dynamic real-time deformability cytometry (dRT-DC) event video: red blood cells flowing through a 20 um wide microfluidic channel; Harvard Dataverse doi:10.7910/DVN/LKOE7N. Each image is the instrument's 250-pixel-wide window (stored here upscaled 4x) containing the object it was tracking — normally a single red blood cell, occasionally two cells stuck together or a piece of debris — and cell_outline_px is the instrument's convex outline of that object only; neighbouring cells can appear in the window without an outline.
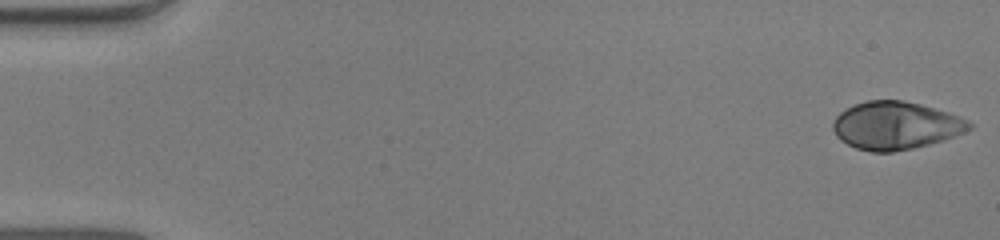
{"species": "human", "species_latin": "Homo sapiens", "temperature_condition": "warm", "stored_images_in_passage": 51, "camera_frame_rate_fps": 3000, "um_per_image_px": 0.085, "donor": {"sex": "male"}, "frame": {"image": 1, "passage_image": 1, "time_ms": 0.0, "image_size_px": [1000, 240], "cell_outline_px": [[972, 128], [964, 132], [928, 144], [912, 148], [892, 152], [872, 152], [856, 148], [840, 140], [836, 136], [832, 128], [832, 124], [836, 116], [840, 112], [856, 104], [868, 100], [904, 100], [920, 104], [948, 112], [960, 116], [968, 120], [972, 124]], "centroid_in_image_um": [76.11, 10.66], "position_along_channel_um": 8.9, "area_um2": 37.74}}
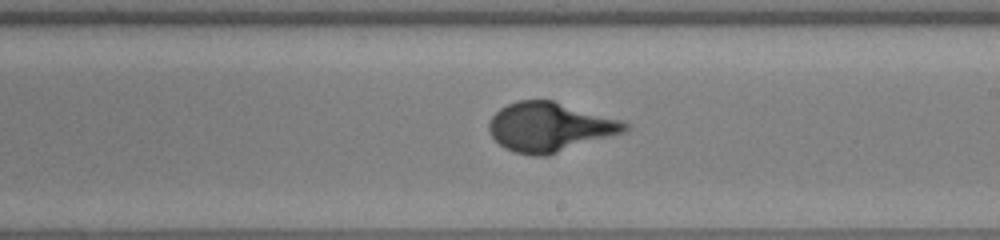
{"frame": {"image": 2, "passage_image": 30, "time_ms": 9.667, "image_size_px": [1000, 240], "cell_outline_px": [[628, 128], [624, 132], [544, 156], [532, 156], [512, 152], [504, 148], [492, 136], [488, 128], [488, 124], [492, 116], [500, 108], [508, 104], [520, 100], [552, 100], [620, 120], [628, 124]], "centroid_in_image_um": [46.67, 10.8], "position_along_channel_um": 242.3, "area_um2": 38.44}}
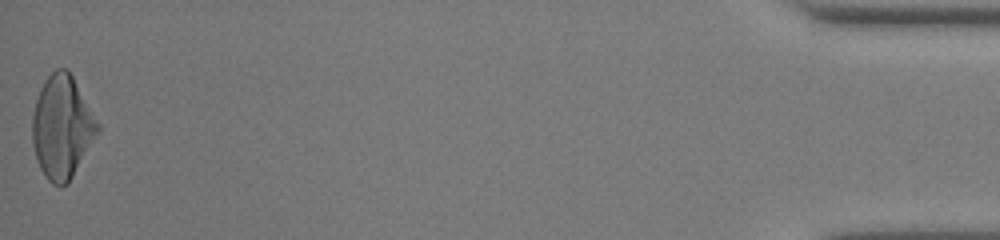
{"frame": {"image": 3, "passage_image": 51, "time_ms": 16.667, "image_size_px": [1000, 240], "cell_outline_px": [[100, 132], [68, 184], [60, 188], [52, 184], [48, 180], [40, 168], [36, 156], [32, 140], [32, 116], [36, 100], [44, 80], [56, 68], [68, 68], [100, 124]], "centroid_in_image_um": [5.29, 10.82], "position_along_channel_um": 429.9, "area_um2": 39.48}}